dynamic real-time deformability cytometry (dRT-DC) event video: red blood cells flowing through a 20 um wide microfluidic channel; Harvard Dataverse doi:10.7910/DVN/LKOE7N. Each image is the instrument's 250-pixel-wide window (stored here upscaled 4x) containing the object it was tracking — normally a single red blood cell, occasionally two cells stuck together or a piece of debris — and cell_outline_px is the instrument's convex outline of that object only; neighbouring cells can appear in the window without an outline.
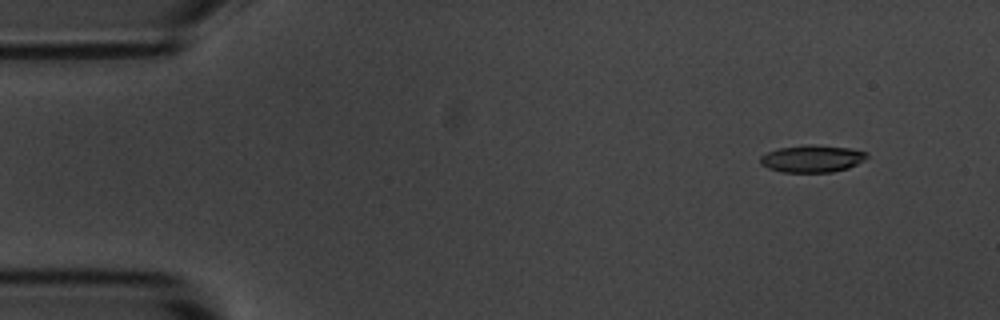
{"species": "common noctule bat (a hibernating species)", "species_latin": "Nyctalus noctula", "temperature_condition": "room temperature", "stored_images_in_passage": 4, "camera_frame_rate_fps": 3000, "um_per_image_px": 0.085, "animal": {"sex": "male", "body_mass_g": 20.1, "forearm_length_mm": 53.5}, "frame": {"image": 1, "passage_image": 2, "time_ms": 1.0, "image_size_px": [1000, 320], "cell_outline_px": [[868, 156], [864, 160], [848, 168], [832, 172], [780, 172], [768, 168], [760, 164], [760, 156], [768, 152], [780, 148], [804, 144], [812, 144], [848, 148], [868, 152]], "centroid_in_image_um": [69.02, 13.48], "position_along_channel_um": 16.0, "area_um2": 16.94}}
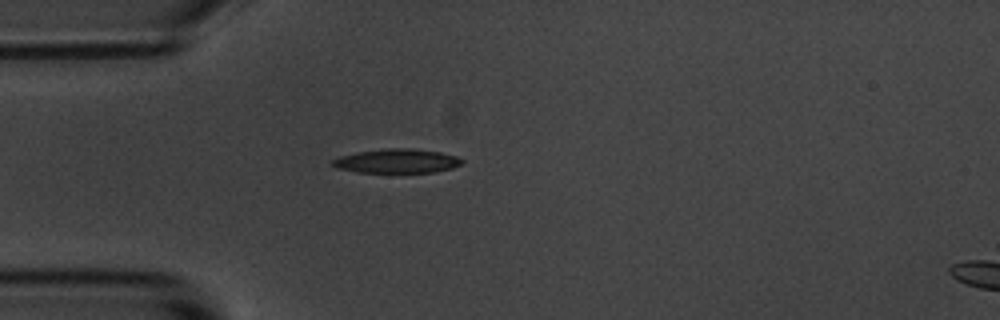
{"frame": {"image": 2, "passage_image": 4, "time_ms": 4.333, "image_size_px": [1000, 320], "cell_outline_px": [[464, 160], [460, 164], [452, 168], [432, 172], [356, 172], [336, 168], [332, 164], [332, 160], [340, 156], [360, 152], [388, 148], [412, 148], [440, 152], [456, 156]], "centroid_in_image_um": [33.74, 13.68], "position_along_channel_um": 51.3, "area_um2": 17.98}}